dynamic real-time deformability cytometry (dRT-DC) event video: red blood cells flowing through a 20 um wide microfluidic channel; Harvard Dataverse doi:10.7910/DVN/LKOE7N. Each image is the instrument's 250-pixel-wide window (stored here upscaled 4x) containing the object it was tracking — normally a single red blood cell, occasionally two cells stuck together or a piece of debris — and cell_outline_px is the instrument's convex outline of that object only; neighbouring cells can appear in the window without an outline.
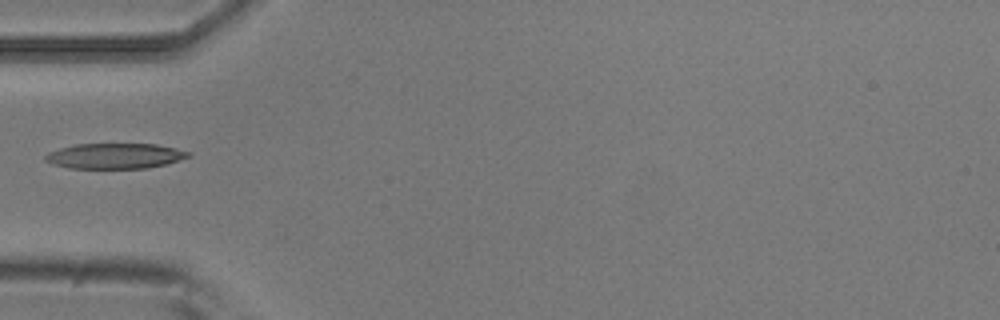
{"species": "common noctule bat (a hibernating species)", "species_latin": "Nyctalus noctula", "temperature_condition": "room temperature", "stored_images_in_passage": 5, "camera_frame_rate_fps": 3000, "um_per_image_px": 0.085, "animal": {"sex": "male", "body_mass_g": 20.5, "forearm_length_mm": 52.5}, "frame": {"image": 1, "passage_image": 4, "time_ms": 1.0, "image_size_px": [1000, 320], "cell_outline_px": [[192, 156], [168, 164], [148, 168], [68, 168], [52, 164], [44, 160], [44, 156], [48, 152], [60, 148], [76, 144], [156, 144], [192, 152]], "centroid_in_image_um": [9.79, 13.26], "position_along_channel_um": 75.2, "area_um2": 21.33}}
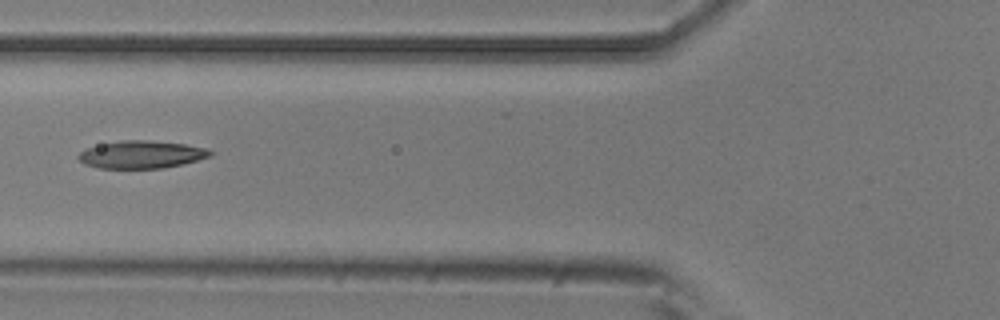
{"frame": {"image": 2, "passage_image": 5, "time_ms": 1.333, "image_size_px": [1000, 320], "cell_outline_px": [[212, 156], [164, 168], [100, 168], [84, 164], [76, 156], [80, 152], [88, 148], [100, 144], [120, 140], [148, 140], [184, 144], [208, 148], [212, 152]], "centroid_in_image_um": [12.01, 13.13], "position_along_channel_um": 113.8, "area_um2": 21.1}}